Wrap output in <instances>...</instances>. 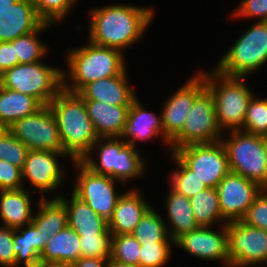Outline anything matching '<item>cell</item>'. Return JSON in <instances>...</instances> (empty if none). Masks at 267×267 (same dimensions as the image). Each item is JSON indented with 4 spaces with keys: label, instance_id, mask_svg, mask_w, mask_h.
I'll use <instances>...</instances> for the list:
<instances>
[{
    "label": "cell",
    "instance_id": "obj_1",
    "mask_svg": "<svg viewBox=\"0 0 267 267\" xmlns=\"http://www.w3.org/2000/svg\"><path fill=\"white\" fill-rule=\"evenodd\" d=\"M48 105L57 121L63 153L74 162H82L101 140L88 116L84 99L62 88Z\"/></svg>",
    "mask_w": 267,
    "mask_h": 267
},
{
    "label": "cell",
    "instance_id": "obj_2",
    "mask_svg": "<svg viewBox=\"0 0 267 267\" xmlns=\"http://www.w3.org/2000/svg\"><path fill=\"white\" fill-rule=\"evenodd\" d=\"M152 16V9L133 5H110L93 10L89 41L122 51L140 38Z\"/></svg>",
    "mask_w": 267,
    "mask_h": 267
},
{
    "label": "cell",
    "instance_id": "obj_3",
    "mask_svg": "<svg viewBox=\"0 0 267 267\" xmlns=\"http://www.w3.org/2000/svg\"><path fill=\"white\" fill-rule=\"evenodd\" d=\"M68 58L69 74L74 85L70 88L62 83V88L73 93L88 83L120 75L125 70L121 51L91 42L72 50Z\"/></svg>",
    "mask_w": 267,
    "mask_h": 267
},
{
    "label": "cell",
    "instance_id": "obj_4",
    "mask_svg": "<svg viewBox=\"0 0 267 267\" xmlns=\"http://www.w3.org/2000/svg\"><path fill=\"white\" fill-rule=\"evenodd\" d=\"M65 73L43 63L18 64L0 75V85L48 105L62 89Z\"/></svg>",
    "mask_w": 267,
    "mask_h": 267
},
{
    "label": "cell",
    "instance_id": "obj_5",
    "mask_svg": "<svg viewBox=\"0 0 267 267\" xmlns=\"http://www.w3.org/2000/svg\"><path fill=\"white\" fill-rule=\"evenodd\" d=\"M230 140L222 141L230 172L258 183L267 189V137L233 131Z\"/></svg>",
    "mask_w": 267,
    "mask_h": 267
},
{
    "label": "cell",
    "instance_id": "obj_6",
    "mask_svg": "<svg viewBox=\"0 0 267 267\" xmlns=\"http://www.w3.org/2000/svg\"><path fill=\"white\" fill-rule=\"evenodd\" d=\"M218 79L223 81H220L221 86L214 83ZM240 80L242 77H229L217 71L209 77L204 74L206 89L214 99L216 120L220 129L230 127L232 131H238L240 126L243 127L246 109L254 95L242 83L243 80Z\"/></svg>",
    "mask_w": 267,
    "mask_h": 267
},
{
    "label": "cell",
    "instance_id": "obj_7",
    "mask_svg": "<svg viewBox=\"0 0 267 267\" xmlns=\"http://www.w3.org/2000/svg\"><path fill=\"white\" fill-rule=\"evenodd\" d=\"M266 62L267 21H258L220 60L216 71L229 77L243 78Z\"/></svg>",
    "mask_w": 267,
    "mask_h": 267
},
{
    "label": "cell",
    "instance_id": "obj_8",
    "mask_svg": "<svg viewBox=\"0 0 267 267\" xmlns=\"http://www.w3.org/2000/svg\"><path fill=\"white\" fill-rule=\"evenodd\" d=\"M109 139L99 147L100 164H96L90 157H86L82 163L92 172L99 175H107L113 179L127 181L137 175L142 174L143 159L135 151L131 144L119 140V137L101 138Z\"/></svg>",
    "mask_w": 267,
    "mask_h": 267
},
{
    "label": "cell",
    "instance_id": "obj_9",
    "mask_svg": "<svg viewBox=\"0 0 267 267\" xmlns=\"http://www.w3.org/2000/svg\"><path fill=\"white\" fill-rule=\"evenodd\" d=\"M208 188H216L230 172L223 143L185 145L174 152Z\"/></svg>",
    "mask_w": 267,
    "mask_h": 267
},
{
    "label": "cell",
    "instance_id": "obj_10",
    "mask_svg": "<svg viewBox=\"0 0 267 267\" xmlns=\"http://www.w3.org/2000/svg\"><path fill=\"white\" fill-rule=\"evenodd\" d=\"M212 94L205 89L194 101L181 132L170 142L172 152L189 144L219 142Z\"/></svg>",
    "mask_w": 267,
    "mask_h": 267
},
{
    "label": "cell",
    "instance_id": "obj_11",
    "mask_svg": "<svg viewBox=\"0 0 267 267\" xmlns=\"http://www.w3.org/2000/svg\"><path fill=\"white\" fill-rule=\"evenodd\" d=\"M9 131L30 150L63 152L57 121L49 105L17 120Z\"/></svg>",
    "mask_w": 267,
    "mask_h": 267
},
{
    "label": "cell",
    "instance_id": "obj_12",
    "mask_svg": "<svg viewBox=\"0 0 267 267\" xmlns=\"http://www.w3.org/2000/svg\"><path fill=\"white\" fill-rule=\"evenodd\" d=\"M230 267L267 262V231L240 221L226 224Z\"/></svg>",
    "mask_w": 267,
    "mask_h": 267
},
{
    "label": "cell",
    "instance_id": "obj_13",
    "mask_svg": "<svg viewBox=\"0 0 267 267\" xmlns=\"http://www.w3.org/2000/svg\"><path fill=\"white\" fill-rule=\"evenodd\" d=\"M81 172L73 194L86 202L98 215L109 221L120 196L114 191V179L107 175L92 172L82 162H75Z\"/></svg>",
    "mask_w": 267,
    "mask_h": 267
},
{
    "label": "cell",
    "instance_id": "obj_14",
    "mask_svg": "<svg viewBox=\"0 0 267 267\" xmlns=\"http://www.w3.org/2000/svg\"><path fill=\"white\" fill-rule=\"evenodd\" d=\"M222 218L240 221L258 194L264 189L258 183L229 172L216 187Z\"/></svg>",
    "mask_w": 267,
    "mask_h": 267
},
{
    "label": "cell",
    "instance_id": "obj_15",
    "mask_svg": "<svg viewBox=\"0 0 267 267\" xmlns=\"http://www.w3.org/2000/svg\"><path fill=\"white\" fill-rule=\"evenodd\" d=\"M206 89L204 74L191 78L168 100L161 119L163 137L170 143L182 130L195 99Z\"/></svg>",
    "mask_w": 267,
    "mask_h": 267
},
{
    "label": "cell",
    "instance_id": "obj_16",
    "mask_svg": "<svg viewBox=\"0 0 267 267\" xmlns=\"http://www.w3.org/2000/svg\"><path fill=\"white\" fill-rule=\"evenodd\" d=\"M221 231L222 233H216L209 227L200 226L191 232L183 234L174 243L199 258L207 260L220 259L230 267L226 223Z\"/></svg>",
    "mask_w": 267,
    "mask_h": 267
},
{
    "label": "cell",
    "instance_id": "obj_17",
    "mask_svg": "<svg viewBox=\"0 0 267 267\" xmlns=\"http://www.w3.org/2000/svg\"><path fill=\"white\" fill-rule=\"evenodd\" d=\"M66 156L63 152L29 150L22 169V178H29L41 192L58 187L62 172L55 157Z\"/></svg>",
    "mask_w": 267,
    "mask_h": 267
},
{
    "label": "cell",
    "instance_id": "obj_18",
    "mask_svg": "<svg viewBox=\"0 0 267 267\" xmlns=\"http://www.w3.org/2000/svg\"><path fill=\"white\" fill-rule=\"evenodd\" d=\"M43 23L32 0H18L7 10L0 11V42H10L34 32Z\"/></svg>",
    "mask_w": 267,
    "mask_h": 267
},
{
    "label": "cell",
    "instance_id": "obj_19",
    "mask_svg": "<svg viewBox=\"0 0 267 267\" xmlns=\"http://www.w3.org/2000/svg\"><path fill=\"white\" fill-rule=\"evenodd\" d=\"M126 80L124 70L120 75L88 83L77 93L84 100L100 101L116 106H131L136 97Z\"/></svg>",
    "mask_w": 267,
    "mask_h": 267
},
{
    "label": "cell",
    "instance_id": "obj_20",
    "mask_svg": "<svg viewBox=\"0 0 267 267\" xmlns=\"http://www.w3.org/2000/svg\"><path fill=\"white\" fill-rule=\"evenodd\" d=\"M84 103L99 138H120L130 106H116L93 100H84Z\"/></svg>",
    "mask_w": 267,
    "mask_h": 267
},
{
    "label": "cell",
    "instance_id": "obj_21",
    "mask_svg": "<svg viewBox=\"0 0 267 267\" xmlns=\"http://www.w3.org/2000/svg\"><path fill=\"white\" fill-rule=\"evenodd\" d=\"M150 208L137 190H130V192L120 195L113 216L108 221L109 231L112 235L131 234Z\"/></svg>",
    "mask_w": 267,
    "mask_h": 267
},
{
    "label": "cell",
    "instance_id": "obj_22",
    "mask_svg": "<svg viewBox=\"0 0 267 267\" xmlns=\"http://www.w3.org/2000/svg\"><path fill=\"white\" fill-rule=\"evenodd\" d=\"M78 234L69 226L50 237L40 254L41 267L70 265L81 258Z\"/></svg>",
    "mask_w": 267,
    "mask_h": 267
},
{
    "label": "cell",
    "instance_id": "obj_23",
    "mask_svg": "<svg viewBox=\"0 0 267 267\" xmlns=\"http://www.w3.org/2000/svg\"><path fill=\"white\" fill-rule=\"evenodd\" d=\"M68 213V226L78 236L102 235L108 230V221L98 215L86 202L80 200L72 193L70 204L64 198Z\"/></svg>",
    "mask_w": 267,
    "mask_h": 267
},
{
    "label": "cell",
    "instance_id": "obj_24",
    "mask_svg": "<svg viewBox=\"0 0 267 267\" xmlns=\"http://www.w3.org/2000/svg\"><path fill=\"white\" fill-rule=\"evenodd\" d=\"M0 217L12 229L31 223V201L23 188L0 191Z\"/></svg>",
    "mask_w": 267,
    "mask_h": 267
},
{
    "label": "cell",
    "instance_id": "obj_25",
    "mask_svg": "<svg viewBox=\"0 0 267 267\" xmlns=\"http://www.w3.org/2000/svg\"><path fill=\"white\" fill-rule=\"evenodd\" d=\"M161 131L163 132L162 120L159 121L154 114L144 110L135 98L129 108L127 121L120 137L130 136L132 140L126 142L134 147L137 139H149Z\"/></svg>",
    "mask_w": 267,
    "mask_h": 267
},
{
    "label": "cell",
    "instance_id": "obj_26",
    "mask_svg": "<svg viewBox=\"0 0 267 267\" xmlns=\"http://www.w3.org/2000/svg\"><path fill=\"white\" fill-rule=\"evenodd\" d=\"M41 107L34 97L0 85V120L8 127Z\"/></svg>",
    "mask_w": 267,
    "mask_h": 267
},
{
    "label": "cell",
    "instance_id": "obj_27",
    "mask_svg": "<svg viewBox=\"0 0 267 267\" xmlns=\"http://www.w3.org/2000/svg\"><path fill=\"white\" fill-rule=\"evenodd\" d=\"M39 206V213L33 217L31 223L41 232L46 244L51 236L68 226V213L60 197L50 201L42 200Z\"/></svg>",
    "mask_w": 267,
    "mask_h": 267
},
{
    "label": "cell",
    "instance_id": "obj_28",
    "mask_svg": "<svg viewBox=\"0 0 267 267\" xmlns=\"http://www.w3.org/2000/svg\"><path fill=\"white\" fill-rule=\"evenodd\" d=\"M20 229V230H19ZM18 230L20 234H17ZM15 266L22 260L24 267H41L40 254L45 246L44 237L36 227L29 223L26 229L14 230Z\"/></svg>",
    "mask_w": 267,
    "mask_h": 267
},
{
    "label": "cell",
    "instance_id": "obj_29",
    "mask_svg": "<svg viewBox=\"0 0 267 267\" xmlns=\"http://www.w3.org/2000/svg\"><path fill=\"white\" fill-rule=\"evenodd\" d=\"M167 209L170 222L172 223V232L170 238L175 242L183 234L191 232L200 226L193 215L190 199L171 189L167 197Z\"/></svg>",
    "mask_w": 267,
    "mask_h": 267
},
{
    "label": "cell",
    "instance_id": "obj_30",
    "mask_svg": "<svg viewBox=\"0 0 267 267\" xmlns=\"http://www.w3.org/2000/svg\"><path fill=\"white\" fill-rule=\"evenodd\" d=\"M193 215L199 226L209 227L215 219H223L216 188H207L190 198Z\"/></svg>",
    "mask_w": 267,
    "mask_h": 267
},
{
    "label": "cell",
    "instance_id": "obj_31",
    "mask_svg": "<svg viewBox=\"0 0 267 267\" xmlns=\"http://www.w3.org/2000/svg\"><path fill=\"white\" fill-rule=\"evenodd\" d=\"M168 231L162 218L150 208L140 219L131 235L140 244L168 243Z\"/></svg>",
    "mask_w": 267,
    "mask_h": 267
},
{
    "label": "cell",
    "instance_id": "obj_32",
    "mask_svg": "<svg viewBox=\"0 0 267 267\" xmlns=\"http://www.w3.org/2000/svg\"><path fill=\"white\" fill-rule=\"evenodd\" d=\"M48 25L50 24L43 23L36 31L10 41L15 47L18 64L36 63L39 62L41 56H44L46 47L38 41L36 35Z\"/></svg>",
    "mask_w": 267,
    "mask_h": 267
},
{
    "label": "cell",
    "instance_id": "obj_33",
    "mask_svg": "<svg viewBox=\"0 0 267 267\" xmlns=\"http://www.w3.org/2000/svg\"><path fill=\"white\" fill-rule=\"evenodd\" d=\"M175 158L177 164L181 168L179 171H175L171 176L172 178V190L178 194H181L189 199L208 187L201 182V180L195 175V172L190 169L174 152L173 159Z\"/></svg>",
    "mask_w": 267,
    "mask_h": 267
},
{
    "label": "cell",
    "instance_id": "obj_34",
    "mask_svg": "<svg viewBox=\"0 0 267 267\" xmlns=\"http://www.w3.org/2000/svg\"><path fill=\"white\" fill-rule=\"evenodd\" d=\"M141 244L131 234L112 235L111 259L139 267Z\"/></svg>",
    "mask_w": 267,
    "mask_h": 267
},
{
    "label": "cell",
    "instance_id": "obj_35",
    "mask_svg": "<svg viewBox=\"0 0 267 267\" xmlns=\"http://www.w3.org/2000/svg\"><path fill=\"white\" fill-rule=\"evenodd\" d=\"M243 126L246 133L267 137V99L255 100L252 97Z\"/></svg>",
    "mask_w": 267,
    "mask_h": 267
},
{
    "label": "cell",
    "instance_id": "obj_36",
    "mask_svg": "<svg viewBox=\"0 0 267 267\" xmlns=\"http://www.w3.org/2000/svg\"><path fill=\"white\" fill-rule=\"evenodd\" d=\"M81 257L85 258H111L112 233L109 229L102 235L79 236Z\"/></svg>",
    "mask_w": 267,
    "mask_h": 267
},
{
    "label": "cell",
    "instance_id": "obj_37",
    "mask_svg": "<svg viewBox=\"0 0 267 267\" xmlns=\"http://www.w3.org/2000/svg\"><path fill=\"white\" fill-rule=\"evenodd\" d=\"M29 148L18 140L10 131L0 137V159L23 169Z\"/></svg>",
    "mask_w": 267,
    "mask_h": 267
},
{
    "label": "cell",
    "instance_id": "obj_38",
    "mask_svg": "<svg viewBox=\"0 0 267 267\" xmlns=\"http://www.w3.org/2000/svg\"><path fill=\"white\" fill-rule=\"evenodd\" d=\"M38 17L44 23L60 20L71 9L75 0H32Z\"/></svg>",
    "mask_w": 267,
    "mask_h": 267
},
{
    "label": "cell",
    "instance_id": "obj_39",
    "mask_svg": "<svg viewBox=\"0 0 267 267\" xmlns=\"http://www.w3.org/2000/svg\"><path fill=\"white\" fill-rule=\"evenodd\" d=\"M169 243L141 244L139 267H162L170 256Z\"/></svg>",
    "mask_w": 267,
    "mask_h": 267
},
{
    "label": "cell",
    "instance_id": "obj_40",
    "mask_svg": "<svg viewBox=\"0 0 267 267\" xmlns=\"http://www.w3.org/2000/svg\"><path fill=\"white\" fill-rule=\"evenodd\" d=\"M262 192L266 193L267 189H263L258 194L241 221L249 226L267 231V193L263 195Z\"/></svg>",
    "mask_w": 267,
    "mask_h": 267
},
{
    "label": "cell",
    "instance_id": "obj_41",
    "mask_svg": "<svg viewBox=\"0 0 267 267\" xmlns=\"http://www.w3.org/2000/svg\"><path fill=\"white\" fill-rule=\"evenodd\" d=\"M22 169L0 159V191L21 189Z\"/></svg>",
    "mask_w": 267,
    "mask_h": 267
},
{
    "label": "cell",
    "instance_id": "obj_42",
    "mask_svg": "<svg viewBox=\"0 0 267 267\" xmlns=\"http://www.w3.org/2000/svg\"><path fill=\"white\" fill-rule=\"evenodd\" d=\"M14 229L0 227V264L7 267H15Z\"/></svg>",
    "mask_w": 267,
    "mask_h": 267
},
{
    "label": "cell",
    "instance_id": "obj_43",
    "mask_svg": "<svg viewBox=\"0 0 267 267\" xmlns=\"http://www.w3.org/2000/svg\"><path fill=\"white\" fill-rule=\"evenodd\" d=\"M236 15L259 16L260 21H267V0H244Z\"/></svg>",
    "mask_w": 267,
    "mask_h": 267
},
{
    "label": "cell",
    "instance_id": "obj_44",
    "mask_svg": "<svg viewBox=\"0 0 267 267\" xmlns=\"http://www.w3.org/2000/svg\"><path fill=\"white\" fill-rule=\"evenodd\" d=\"M18 65L15 47L11 42H0V75Z\"/></svg>",
    "mask_w": 267,
    "mask_h": 267
},
{
    "label": "cell",
    "instance_id": "obj_45",
    "mask_svg": "<svg viewBox=\"0 0 267 267\" xmlns=\"http://www.w3.org/2000/svg\"><path fill=\"white\" fill-rule=\"evenodd\" d=\"M108 261H109L108 259L81 257L78 261L70 264V266L71 267H107Z\"/></svg>",
    "mask_w": 267,
    "mask_h": 267
},
{
    "label": "cell",
    "instance_id": "obj_46",
    "mask_svg": "<svg viewBox=\"0 0 267 267\" xmlns=\"http://www.w3.org/2000/svg\"><path fill=\"white\" fill-rule=\"evenodd\" d=\"M18 0H0V11L7 10L10 8L11 5H13Z\"/></svg>",
    "mask_w": 267,
    "mask_h": 267
},
{
    "label": "cell",
    "instance_id": "obj_47",
    "mask_svg": "<svg viewBox=\"0 0 267 267\" xmlns=\"http://www.w3.org/2000/svg\"><path fill=\"white\" fill-rule=\"evenodd\" d=\"M107 267H137V266L119 263L110 258L108 261Z\"/></svg>",
    "mask_w": 267,
    "mask_h": 267
},
{
    "label": "cell",
    "instance_id": "obj_48",
    "mask_svg": "<svg viewBox=\"0 0 267 267\" xmlns=\"http://www.w3.org/2000/svg\"><path fill=\"white\" fill-rule=\"evenodd\" d=\"M7 131H9V127L0 120V137H2Z\"/></svg>",
    "mask_w": 267,
    "mask_h": 267
},
{
    "label": "cell",
    "instance_id": "obj_49",
    "mask_svg": "<svg viewBox=\"0 0 267 267\" xmlns=\"http://www.w3.org/2000/svg\"><path fill=\"white\" fill-rule=\"evenodd\" d=\"M47 267H71L70 265H51Z\"/></svg>",
    "mask_w": 267,
    "mask_h": 267
}]
</instances>
